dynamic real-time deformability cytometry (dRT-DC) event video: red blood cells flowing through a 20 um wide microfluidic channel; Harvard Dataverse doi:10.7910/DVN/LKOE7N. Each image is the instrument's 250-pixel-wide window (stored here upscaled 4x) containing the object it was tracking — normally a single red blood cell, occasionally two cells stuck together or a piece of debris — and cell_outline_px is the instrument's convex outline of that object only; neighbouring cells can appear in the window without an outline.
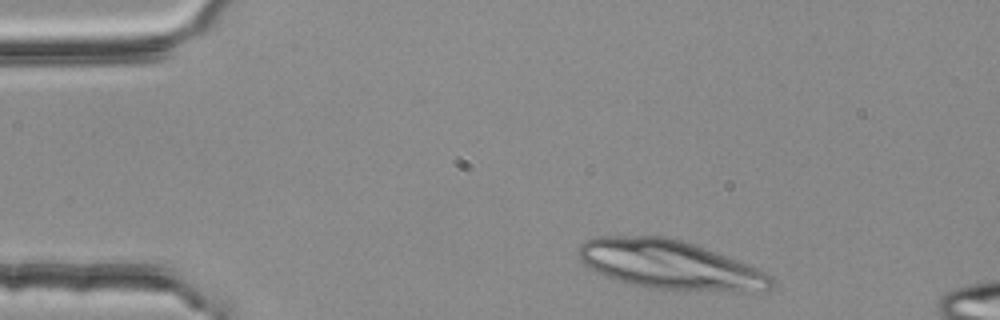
{"species": "common noctule bat (a hibernating species)", "species_latin": "Nyctalus noctula", "temperature_condition": "room temperature", "stored_images_in_passage": 3, "segment_of_instrument_passage": [1, 2], "camera_frame_rate_fps": 3000, "um_per_image_px": 0.085, "animal": {"sex": "female", "body_mass_g": 25.1}, "frame": {"image": 1, "passage_image": 1, "time_ms": 0.0, "image_size_px": [1000, 320], "cell_outline_px": [[772, 288], [764, 292], [736, 292], [656, 288], [632, 284], [616, 280], [584, 264], [580, 260], [580, 244], [584, 240], [600, 236], [668, 236], [684, 240], [696, 244], [756, 268], [772, 276]], "centroid_in_image_um": [56.99, 22.5], "position_along_channel_um": 28.0, "area_um2": 54.74}}